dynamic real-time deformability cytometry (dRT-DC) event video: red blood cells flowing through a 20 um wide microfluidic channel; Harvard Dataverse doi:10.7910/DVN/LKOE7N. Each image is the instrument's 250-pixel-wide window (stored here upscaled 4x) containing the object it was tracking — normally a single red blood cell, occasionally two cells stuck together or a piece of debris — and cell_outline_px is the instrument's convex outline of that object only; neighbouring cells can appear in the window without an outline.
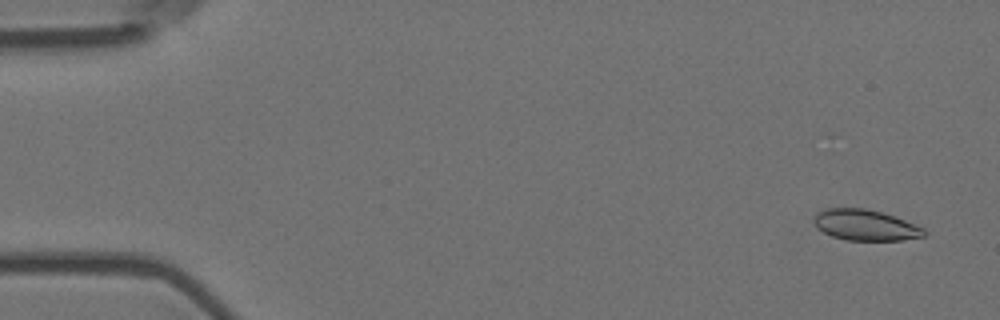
{"species": "Egyptian fruit bat (a non-hibernating species)", "species_latin": "Rousettus aegyptiacus", "temperature_condition": "room temperature", "stored_images_in_passage": 5, "camera_frame_rate_fps": 3000, "um_per_image_px": 0.085, "animal": {"sex": "female"}, "frame": {"image": 1, "passage_image": 1, "time_ms": 0.0, "image_size_px": [1000, 320], "cell_outline_px": [[928, 232], [924, 236], [904, 240], [844, 240], [832, 236], [824, 232], [816, 224], [816, 212], [828, 208], [864, 208], [884, 212], [924, 228]], "centroid_in_image_um": [73.61, 19.13], "position_along_channel_um": 11.4, "area_um2": 19.65}}
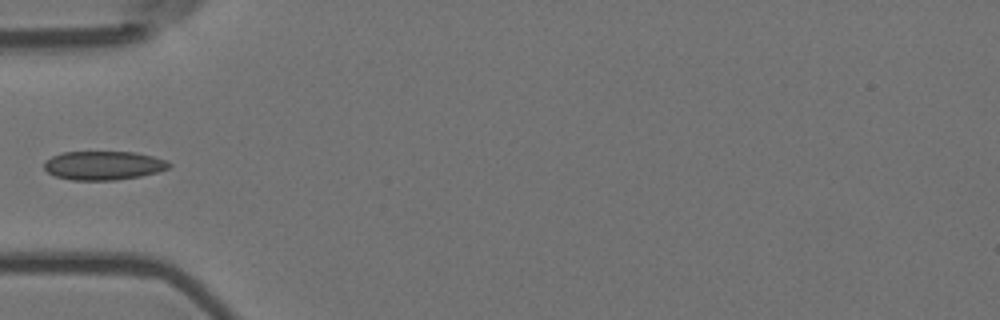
{"frame": {"image": 2, "passage_image": 5, "time_ms": 1.333, "image_size_px": [1000, 320], "cell_outline_px": [[172, 164], [168, 168], [156, 172], [140, 176], [116, 180], [72, 180], [56, 176], [48, 172], [44, 168], [44, 160], [52, 156], [64, 152], [136, 152], [168, 160]], "centroid_in_image_um": [8.8, 14.06], "position_along_channel_um": 76.2, "area_um2": 20.98}}